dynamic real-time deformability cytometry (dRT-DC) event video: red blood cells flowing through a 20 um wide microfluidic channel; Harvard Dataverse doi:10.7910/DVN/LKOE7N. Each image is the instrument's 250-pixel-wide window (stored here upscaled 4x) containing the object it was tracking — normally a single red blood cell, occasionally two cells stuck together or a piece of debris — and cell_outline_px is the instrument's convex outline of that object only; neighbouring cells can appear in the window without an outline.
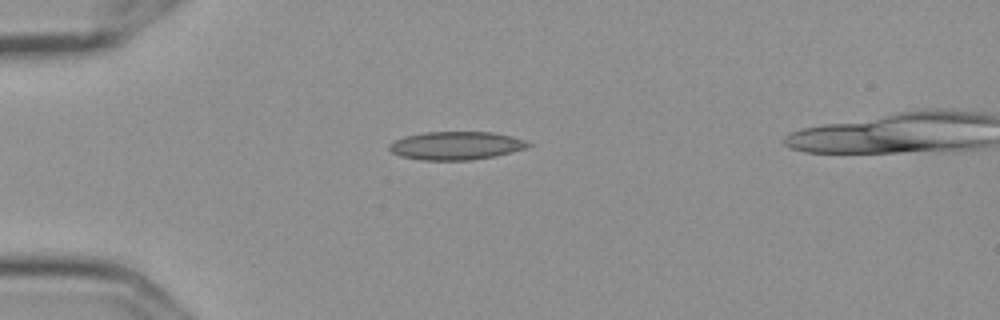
{"species": "Egyptian fruit bat (a non-hibernating species)", "species_latin": "Rousettus aegyptiacus", "temperature_condition": "cold", "stored_images_in_passage": 3, "camera_frame_rate_fps": 3000, "um_per_image_px": 0.085, "frame": {"image": 1, "passage_image": 3, "time_ms": 0.667, "image_size_px": [1000, 320], "cell_outline_px": [[536, 144], [528, 148], [512, 152], [472, 160], [420, 160], [400, 156], [392, 152], [388, 148], [388, 144], [404, 136], [424, 132], [492, 132], [512, 136]], "centroid_in_image_um": [38.79, 12.38], "position_along_channel_um": 46.2, "area_um2": 23.0}}